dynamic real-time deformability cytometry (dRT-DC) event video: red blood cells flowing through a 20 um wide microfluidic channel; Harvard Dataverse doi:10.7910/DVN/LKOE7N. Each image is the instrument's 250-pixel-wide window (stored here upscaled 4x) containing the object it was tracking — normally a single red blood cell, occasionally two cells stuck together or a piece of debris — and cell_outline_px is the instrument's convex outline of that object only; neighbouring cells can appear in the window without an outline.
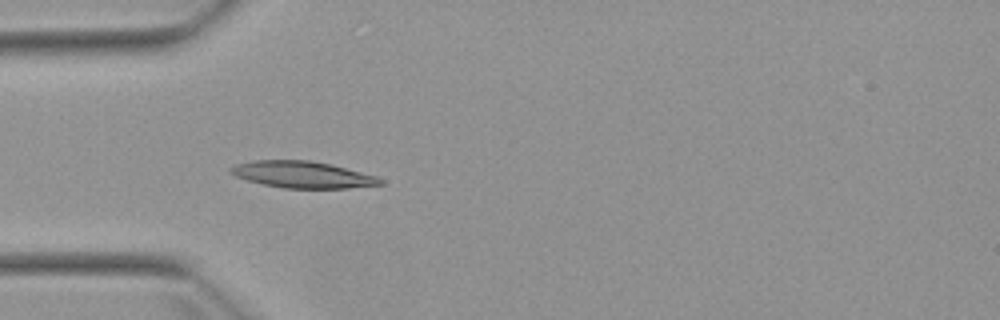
{"species": "Egyptian fruit bat (a non-hibernating species)", "species_latin": "Rousettus aegyptiacus", "temperature_condition": "warm", "stored_images_in_passage": 4, "camera_frame_rate_fps": 3000, "um_per_image_px": 0.085, "animal": {"sex": "female"}, "frame": {"image": 1, "passage_image": 4, "time_ms": 4.0, "image_size_px": [1000, 320], "cell_outline_px": [[384, 184], [348, 188], [284, 188], [264, 184], [248, 180], [236, 176], [228, 172], [228, 168], [236, 164], [252, 160], [308, 160], [332, 164], [376, 176], [384, 180]], "centroid_in_image_um": [25.71, 14.83], "position_along_channel_um": 59.3, "area_um2": 23.24}}